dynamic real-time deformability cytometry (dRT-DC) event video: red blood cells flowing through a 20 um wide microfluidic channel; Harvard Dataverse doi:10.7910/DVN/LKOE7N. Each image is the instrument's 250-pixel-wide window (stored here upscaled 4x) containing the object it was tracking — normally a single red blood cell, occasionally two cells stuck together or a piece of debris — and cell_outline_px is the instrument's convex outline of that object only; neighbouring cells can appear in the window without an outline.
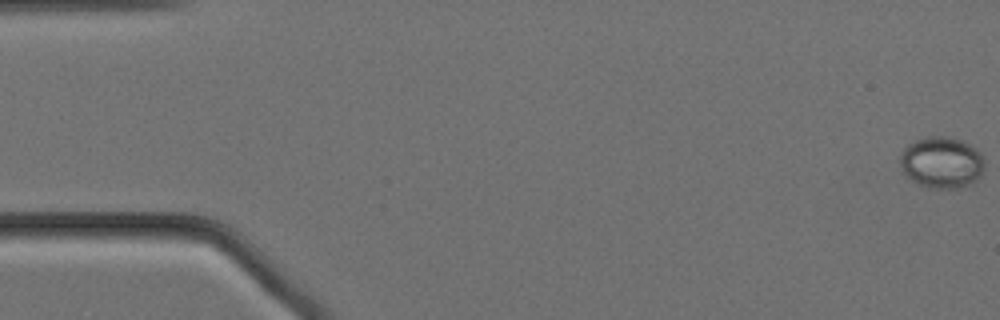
{"species": "Egyptian fruit bat (a non-hibernating species)", "species_latin": "Rousettus aegyptiacus", "temperature_condition": "cold", "stored_images_in_passage": 59, "camera_frame_rate_fps": 3000, "um_per_image_px": 0.085, "animal": {"sex": "female"}, "frame": {"image": 1, "passage_image": 1, "time_ms": 0.0, "image_size_px": [1000, 320], "cell_outline_px": [[984, 168], [980, 176], [972, 184], [960, 188], [928, 188], [912, 180], [904, 172], [900, 164], [900, 156], [904, 148], [908, 144], [924, 136], [948, 136], [964, 140], [976, 148], [984, 156]], "centroid_in_image_um": [80.08, 13.79], "position_along_channel_um": 4.9, "area_um2": 25.66}}
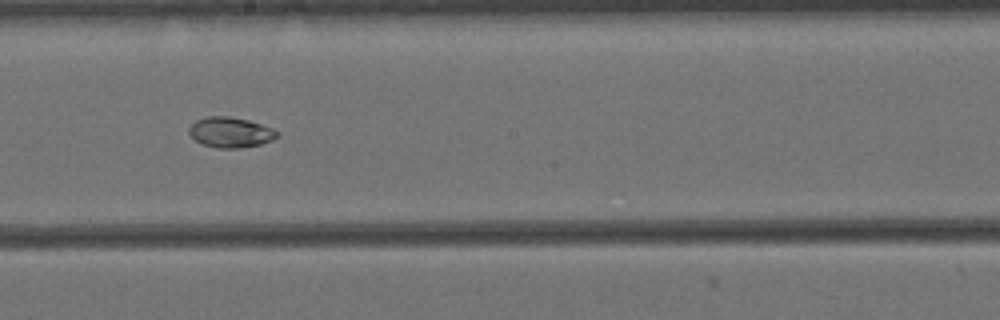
{"frame": {"image": 2, "passage_image": 32, "time_ms": 10.333, "image_size_px": [1000, 320], "cell_outline_px": [[280, 136], [272, 140], [260, 144], [240, 148], [216, 148], [204, 144], [196, 140], [188, 132], [188, 128], [196, 120], [208, 116], [228, 116], [248, 120], [272, 128], [280, 132]], "centroid_in_image_um": [19.61, 11.24], "position_along_channel_um": 228.6, "area_um2": 15.55}}
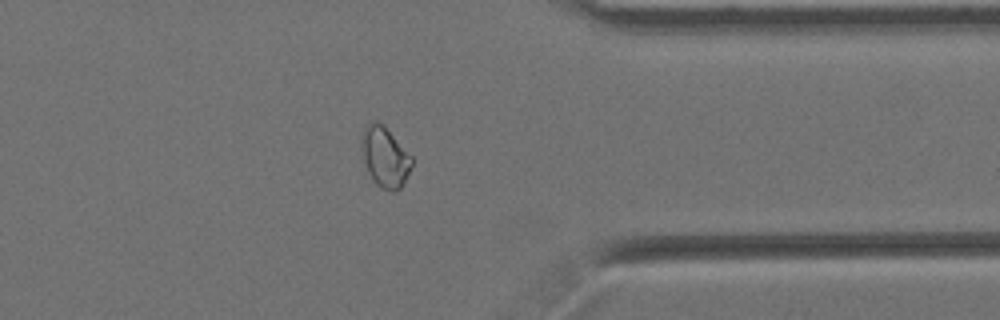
{"frame": {"image": 3, "passage_image": 46, "time_ms": 15.0, "image_size_px": [1000, 320], "cell_outline_px": [[412, 164], [404, 184], [396, 192], [392, 192], [376, 184], [372, 180], [368, 172], [364, 160], [360, 144], [360, 140], [364, 128], [372, 120], [376, 120], [384, 124], [412, 156]], "centroid_in_image_um": [32.72, 13.32], "position_along_channel_um": 378.7, "area_um2": 17.86}, "authors_computed_cell_mechanics": {"area_um2": 19.2474, "velocity_mm_per_s": 3.446, "shape_relaxation_time_tau1_ms": null, "shape_relaxation_time_tau2_ms": 5.5077, "deformation_change_tau1": null, "deformation_change_tau2": 0.0676}}